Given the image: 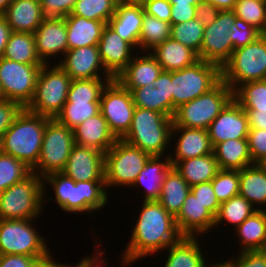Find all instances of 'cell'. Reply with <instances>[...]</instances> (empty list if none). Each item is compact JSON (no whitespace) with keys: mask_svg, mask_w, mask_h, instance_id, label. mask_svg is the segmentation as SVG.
Returning a JSON list of instances; mask_svg holds the SVG:
<instances>
[{"mask_svg":"<svg viewBox=\"0 0 266 267\" xmlns=\"http://www.w3.org/2000/svg\"><path fill=\"white\" fill-rule=\"evenodd\" d=\"M142 209L132 229V235L122 255L123 266L149 254L165 251L182 235L177 229L175 217L158 201H142ZM165 249V250H164Z\"/></svg>","mask_w":266,"mask_h":267,"instance_id":"6da1fadb","label":"cell"},{"mask_svg":"<svg viewBox=\"0 0 266 267\" xmlns=\"http://www.w3.org/2000/svg\"><path fill=\"white\" fill-rule=\"evenodd\" d=\"M117 5V0H77L71 14L108 24Z\"/></svg>","mask_w":266,"mask_h":267,"instance_id":"60d3db41","label":"cell"},{"mask_svg":"<svg viewBox=\"0 0 266 267\" xmlns=\"http://www.w3.org/2000/svg\"><path fill=\"white\" fill-rule=\"evenodd\" d=\"M247 140L253 164H261L266 159V130L250 129Z\"/></svg>","mask_w":266,"mask_h":267,"instance_id":"681fc988","label":"cell"},{"mask_svg":"<svg viewBox=\"0 0 266 267\" xmlns=\"http://www.w3.org/2000/svg\"><path fill=\"white\" fill-rule=\"evenodd\" d=\"M68 50L98 45L106 23L77 15L65 16Z\"/></svg>","mask_w":266,"mask_h":267,"instance_id":"83f0119b","label":"cell"},{"mask_svg":"<svg viewBox=\"0 0 266 267\" xmlns=\"http://www.w3.org/2000/svg\"><path fill=\"white\" fill-rule=\"evenodd\" d=\"M133 98L136 107L153 110L165 115V101H162V93L153 86L139 88H126Z\"/></svg>","mask_w":266,"mask_h":267,"instance_id":"bcb514c9","label":"cell"},{"mask_svg":"<svg viewBox=\"0 0 266 267\" xmlns=\"http://www.w3.org/2000/svg\"><path fill=\"white\" fill-rule=\"evenodd\" d=\"M147 0H117L118 3L143 5Z\"/></svg>","mask_w":266,"mask_h":267,"instance_id":"003e7915","label":"cell"},{"mask_svg":"<svg viewBox=\"0 0 266 267\" xmlns=\"http://www.w3.org/2000/svg\"><path fill=\"white\" fill-rule=\"evenodd\" d=\"M233 99L244 110H258V113H266V80L240 85L233 92Z\"/></svg>","mask_w":266,"mask_h":267,"instance_id":"ab89813d","label":"cell"},{"mask_svg":"<svg viewBox=\"0 0 266 267\" xmlns=\"http://www.w3.org/2000/svg\"><path fill=\"white\" fill-rule=\"evenodd\" d=\"M47 182L52 185L58 206L68 213H93L107 205L105 180L75 182L62 172L52 173L43 178V193Z\"/></svg>","mask_w":266,"mask_h":267,"instance_id":"7a4b0ae2","label":"cell"},{"mask_svg":"<svg viewBox=\"0 0 266 267\" xmlns=\"http://www.w3.org/2000/svg\"><path fill=\"white\" fill-rule=\"evenodd\" d=\"M239 236L240 251L266 250V210L255 211L250 217L244 220L237 228Z\"/></svg>","mask_w":266,"mask_h":267,"instance_id":"e575fe53","label":"cell"},{"mask_svg":"<svg viewBox=\"0 0 266 267\" xmlns=\"http://www.w3.org/2000/svg\"><path fill=\"white\" fill-rule=\"evenodd\" d=\"M164 156L166 158L162 161L163 156H150L132 185L146 188L143 201H157L160 197L164 177L172 167L170 156Z\"/></svg>","mask_w":266,"mask_h":267,"instance_id":"f546056e","label":"cell"},{"mask_svg":"<svg viewBox=\"0 0 266 267\" xmlns=\"http://www.w3.org/2000/svg\"><path fill=\"white\" fill-rule=\"evenodd\" d=\"M173 118L135 107L129 131L121 138L150 156H163L171 144Z\"/></svg>","mask_w":266,"mask_h":267,"instance_id":"277c9868","label":"cell"},{"mask_svg":"<svg viewBox=\"0 0 266 267\" xmlns=\"http://www.w3.org/2000/svg\"><path fill=\"white\" fill-rule=\"evenodd\" d=\"M2 15L12 31L32 34L45 18L39 0H12Z\"/></svg>","mask_w":266,"mask_h":267,"instance_id":"484cf974","label":"cell"},{"mask_svg":"<svg viewBox=\"0 0 266 267\" xmlns=\"http://www.w3.org/2000/svg\"><path fill=\"white\" fill-rule=\"evenodd\" d=\"M98 48L105 71L113 79H116L125 69L132 60V56H135L133 52L134 47L128 41L121 38L108 24H106L102 31Z\"/></svg>","mask_w":266,"mask_h":267,"instance_id":"44dd1931","label":"cell"},{"mask_svg":"<svg viewBox=\"0 0 266 267\" xmlns=\"http://www.w3.org/2000/svg\"><path fill=\"white\" fill-rule=\"evenodd\" d=\"M228 34L232 39L233 49L244 47L256 40L262 33L255 27L247 24L243 19L236 17Z\"/></svg>","mask_w":266,"mask_h":267,"instance_id":"7dc6e473","label":"cell"},{"mask_svg":"<svg viewBox=\"0 0 266 267\" xmlns=\"http://www.w3.org/2000/svg\"><path fill=\"white\" fill-rule=\"evenodd\" d=\"M12 33L10 26L8 25L5 17L0 14V57L3 56L5 51V46L9 40Z\"/></svg>","mask_w":266,"mask_h":267,"instance_id":"6125c7cd","label":"cell"},{"mask_svg":"<svg viewBox=\"0 0 266 267\" xmlns=\"http://www.w3.org/2000/svg\"><path fill=\"white\" fill-rule=\"evenodd\" d=\"M32 172L23 161L0 152V192L23 180Z\"/></svg>","mask_w":266,"mask_h":267,"instance_id":"7bdbcfd3","label":"cell"},{"mask_svg":"<svg viewBox=\"0 0 266 267\" xmlns=\"http://www.w3.org/2000/svg\"><path fill=\"white\" fill-rule=\"evenodd\" d=\"M3 99H5V96H4V93H3V90L1 87V83H0V100H3Z\"/></svg>","mask_w":266,"mask_h":267,"instance_id":"2644e50d","label":"cell"},{"mask_svg":"<svg viewBox=\"0 0 266 267\" xmlns=\"http://www.w3.org/2000/svg\"><path fill=\"white\" fill-rule=\"evenodd\" d=\"M170 3H177V5H197V3L201 0H168Z\"/></svg>","mask_w":266,"mask_h":267,"instance_id":"03108f58","label":"cell"},{"mask_svg":"<svg viewBox=\"0 0 266 267\" xmlns=\"http://www.w3.org/2000/svg\"><path fill=\"white\" fill-rule=\"evenodd\" d=\"M142 21V5L118 3L116 12L108 21V25L134 48H138Z\"/></svg>","mask_w":266,"mask_h":267,"instance_id":"4316f807","label":"cell"},{"mask_svg":"<svg viewBox=\"0 0 266 267\" xmlns=\"http://www.w3.org/2000/svg\"><path fill=\"white\" fill-rule=\"evenodd\" d=\"M74 144L73 129L50 118L44 130L40 157L32 172L41 178L62 172Z\"/></svg>","mask_w":266,"mask_h":267,"instance_id":"4fadbf2b","label":"cell"},{"mask_svg":"<svg viewBox=\"0 0 266 267\" xmlns=\"http://www.w3.org/2000/svg\"><path fill=\"white\" fill-rule=\"evenodd\" d=\"M261 208H256V206L254 208L250 202L240 195L231 197L228 201L220 203L214 226L217 227V225L225 221L228 225L232 224L237 228L244 220L255 211L261 210Z\"/></svg>","mask_w":266,"mask_h":267,"instance_id":"f35d334b","label":"cell"},{"mask_svg":"<svg viewBox=\"0 0 266 267\" xmlns=\"http://www.w3.org/2000/svg\"><path fill=\"white\" fill-rule=\"evenodd\" d=\"M43 65H27L0 57V83L6 99L26 108L31 102Z\"/></svg>","mask_w":266,"mask_h":267,"instance_id":"9a60e30c","label":"cell"},{"mask_svg":"<svg viewBox=\"0 0 266 267\" xmlns=\"http://www.w3.org/2000/svg\"><path fill=\"white\" fill-rule=\"evenodd\" d=\"M221 79L233 92L244 83L266 80V34L234 50L221 67Z\"/></svg>","mask_w":266,"mask_h":267,"instance_id":"5b68a950","label":"cell"},{"mask_svg":"<svg viewBox=\"0 0 266 267\" xmlns=\"http://www.w3.org/2000/svg\"><path fill=\"white\" fill-rule=\"evenodd\" d=\"M221 80V68L199 59L193 65L171 71L173 116L181 105L208 92Z\"/></svg>","mask_w":266,"mask_h":267,"instance_id":"30bf717a","label":"cell"},{"mask_svg":"<svg viewBox=\"0 0 266 267\" xmlns=\"http://www.w3.org/2000/svg\"><path fill=\"white\" fill-rule=\"evenodd\" d=\"M113 78L72 80L67 101L56 119L70 129L100 113V96ZM104 81V82H103Z\"/></svg>","mask_w":266,"mask_h":267,"instance_id":"9c48e42d","label":"cell"},{"mask_svg":"<svg viewBox=\"0 0 266 267\" xmlns=\"http://www.w3.org/2000/svg\"><path fill=\"white\" fill-rule=\"evenodd\" d=\"M63 58L57 64L72 80L112 78L105 71L98 45L70 49L64 54ZM101 73L102 75H100Z\"/></svg>","mask_w":266,"mask_h":267,"instance_id":"e0dca14e","label":"cell"},{"mask_svg":"<svg viewBox=\"0 0 266 267\" xmlns=\"http://www.w3.org/2000/svg\"><path fill=\"white\" fill-rule=\"evenodd\" d=\"M135 107L131 92L116 79L103 88L100 113L117 139H121L129 131Z\"/></svg>","mask_w":266,"mask_h":267,"instance_id":"5bb4252c","label":"cell"},{"mask_svg":"<svg viewBox=\"0 0 266 267\" xmlns=\"http://www.w3.org/2000/svg\"><path fill=\"white\" fill-rule=\"evenodd\" d=\"M153 87L162 93V101H165V115L173 118V96L171 93V72L162 71L152 83Z\"/></svg>","mask_w":266,"mask_h":267,"instance_id":"db71d44e","label":"cell"},{"mask_svg":"<svg viewBox=\"0 0 266 267\" xmlns=\"http://www.w3.org/2000/svg\"><path fill=\"white\" fill-rule=\"evenodd\" d=\"M177 132L181 133L176 139V146L174 148L175 155L170 154V163L174 167L179 161L209 155L213 153V146L211 144L208 130L186 128L183 126H173L171 132V139ZM175 134V135H173Z\"/></svg>","mask_w":266,"mask_h":267,"instance_id":"603a6c76","label":"cell"},{"mask_svg":"<svg viewBox=\"0 0 266 267\" xmlns=\"http://www.w3.org/2000/svg\"><path fill=\"white\" fill-rule=\"evenodd\" d=\"M33 35L36 52L44 64H49L47 58L64 56L68 51L65 17H45Z\"/></svg>","mask_w":266,"mask_h":267,"instance_id":"ffe728a7","label":"cell"},{"mask_svg":"<svg viewBox=\"0 0 266 267\" xmlns=\"http://www.w3.org/2000/svg\"><path fill=\"white\" fill-rule=\"evenodd\" d=\"M150 53L163 68V71L169 72L191 66L199 60L194 50L171 37L152 49Z\"/></svg>","mask_w":266,"mask_h":267,"instance_id":"f1b7e54d","label":"cell"},{"mask_svg":"<svg viewBox=\"0 0 266 267\" xmlns=\"http://www.w3.org/2000/svg\"><path fill=\"white\" fill-rule=\"evenodd\" d=\"M247 114L250 129L266 130V113H258V110H244Z\"/></svg>","mask_w":266,"mask_h":267,"instance_id":"91938a15","label":"cell"},{"mask_svg":"<svg viewBox=\"0 0 266 267\" xmlns=\"http://www.w3.org/2000/svg\"><path fill=\"white\" fill-rule=\"evenodd\" d=\"M60 263L53 260V256H48L36 260L30 267H57Z\"/></svg>","mask_w":266,"mask_h":267,"instance_id":"be15d7a7","label":"cell"},{"mask_svg":"<svg viewBox=\"0 0 266 267\" xmlns=\"http://www.w3.org/2000/svg\"><path fill=\"white\" fill-rule=\"evenodd\" d=\"M175 222L180 234L189 237L204 235L215 227V217L191 191L183 202L182 209L175 217Z\"/></svg>","mask_w":266,"mask_h":267,"instance_id":"7402d4cb","label":"cell"},{"mask_svg":"<svg viewBox=\"0 0 266 267\" xmlns=\"http://www.w3.org/2000/svg\"><path fill=\"white\" fill-rule=\"evenodd\" d=\"M204 26L195 19L171 25V38L190 47L197 54L200 52L203 41Z\"/></svg>","mask_w":266,"mask_h":267,"instance_id":"ee69618b","label":"cell"},{"mask_svg":"<svg viewBox=\"0 0 266 267\" xmlns=\"http://www.w3.org/2000/svg\"><path fill=\"white\" fill-rule=\"evenodd\" d=\"M215 5L220 10H233L237 0H205Z\"/></svg>","mask_w":266,"mask_h":267,"instance_id":"e7e4bbea","label":"cell"},{"mask_svg":"<svg viewBox=\"0 0 266 267\" xmlns=\"http://www.w3.org/2000/svg\"><path fill=\"white\" fill-rule=\"evenodd\" d=\"M97 252L99 251L96 250V255L94 254L91 257H84V259L82 258L81 261L76 265L78 267H103V266L106 267L107 266V262L105 261L106 259H101L103 258L104 254L103 250H101L99 253Z\"/></svg>","mask_w":266,"mask_h":267,"instance_id":"94428289","label":"cell"},{"mask_svg":"<svg viewBox=\"0 0 266 267\" xmlns=\"http://www.w3.org/2000/svg\"><path fill=\"white\" fill-rule=\"evenodd\" d=\"M261 164L266 168V159Z\"/></svg>","mask_w":266,"mask_h":267,"instance_id":"753ad0ef","label":"cell"},{"mask_svg":"<svg viewBox=\"0 0 266 267\" xmlns=\"http://www.w3.org/2000/svg\"><path fill=\"white\" fill-rule=\"evenodd\" d=\"M46 196L43 179L31 172L0 194V219H34L42 213Z\"/></svg>","mask_w":266,"mask_h":267,"instance_id":"ba28073f","label":"cell"},{"mask_svg":"<svg viewBox=\"0 0 266 267\" xmlns=\"http://www.w3.org/2000/svg\"><path fill=\"white\" fill-rule=\"evenodd\" d=\"M253 206L266 204V168L253 164L239 170V193Z\"/></svg>","mask_w":266,"mask_h":267,"instance_id":"d6a6232c","label":"cell"},{"mask_svg":"<svg viewBox=\"0 0 266 267\" xmlns=\"http://www.w3.org/2000/svg\"><path fill=\"white\" fill-rule=\"evenodd\" d=\"M207 267H232V265L226 260V262H220L219 264H210V266L208 264Z\"/></svg>","mask_w":266,"mask_h":267,"instance_id":"89a4df30","label":"cell"},{"mask_svg":"<svg viewBox=\"0 0 266 267\" xmlns=\"http://www.w3.org/2000/svg\"><path fill=\"white\" fill-rule=\"evenodd\" d=\"M77 0H39L45 17H65L71 14Z\"/></svg>","mask_w":266,"mask_h":267,"instance_id":"f5cc1de1","label":"cell"},{"mask_svg":"<svg viewBox=\"0 0 266 267\" xmlns=\"http://www.w3.org/2000/svg\"><path fill=\"white\" fill-rule=\"evenodd\" d=\"M24 108L9 99L0 100V140Z\"/></svg>","mask_w":266,"mask_h":267,"instance_id":"f907efd6","label":"cell"},{"mask_svg":"<svg viewBox=\"0 0 266 267\" xmlns=\"http://www.w3.org/2000/svg\"><path fill=\"white\" fill-rule=\"evenodd\" d=\"M211 184L219 203L228 201L239 193V170H220Z\"/></svg>","mask_w":266,"mask_h":267,"instance_id":"f6af8a7d","label":"cell"},{"mask_svg":"<svg viewBox=\"0 0 266 267\" xmlns=\"http://www.w3.org/2000/svg\"><path fill=\"white\" fill-rule=\"evenodd\" d=\"M190 191L214 217L217 215L220 203L216 198L211 181L193 185Z\"/></svg>","mask_w":266,"mask_h":267,"instance_id":"c3c4849f","label":"cell"},{"mask_svg":"<svg viewBox=\"0 0 266 267\" xmlns=\"http://www.w3.org/2000/svg\"><path fill=\"white\" fill-rule=\"evenodd\" d=\"M75 144L106 153L118 140L101 113L88 118L73 129Z\"/></svg>","mask_w":266,"mask_h":267,"instance_id":"cb8c5ba5","label":"cell"},{"mask_svg":"<svg viewBox=\"0 0 266 267\" xmlns=\"http://www.w3.org/2000/svg\"><path fill=\"white\" fill-rule=\"evenodd\" d=\"M148 53V54H146ZM145 55L133 56L125 69L116 77L124 88L153 86V82L163 71L155 57L146 52Z\"/></svg>","mask_w":266,"mask_h":267,"instance_id":"d4e9b609","label":"cell"},{"mask_svg":"<svg viewBox=\"0 0 266 267\" xmlns=\"http://www.w3.org/2000/svg\"><path fill=\"white\" fill-rule=\"evenodd\" d=\"M190 186L175 167H171L164 177L161 194L157 200L168 213L176 217L182 209Z\"/></svg>","mask_w":266,"mask_h":267,"instance_id":"836d02e7","label":"cell"},{"mask_svg":"<svg viewBox=\"0 0 266 267\" xmlns=\"http://www.w3.org/2000/svg\"><path fill=\"white\" fill-rule=\"evenodd\" d=\"M174 167L190 187L211 181L221 170L213 153L181 160Z\"/></svg>","mask_w":266,"mask_h":267,"instance_id":"d590c367","label":"cell"},{"mask_svg":"<svg viewBox=\"0 0 266 267\" xmlns=\"http://www.w3.org/2000/svg\"><path fill=\"white\" fill-rule=\"evenodd\" d=\"M12 0H0V14H2Z\"/></svg>","mask_w":266,"mask_h":267,"instance_id":"a7ac6f4b","label":"cell"},{"mask_svg":"<svg viewBox=\"0 0 266 267\" xmlns=\"http://www.w3.org/2000/svg\"><path fill=\"white\" fill-rule=\"evenodd\" d=\"M57 267H78L77 265H75V266H71V264L70 265H68V264H59Z\"/></svg>","mask_w":266,"mask_h":267,"instance_id":"8c879c8a","label":"cell"},{"mask_svg":"<svg viewBox=\"0 0 266 267\" xmlns=\"http://www.w3.org/2000/svg\"><path fill=\"white\" fill-rule=\"evenodd\" d=\"M171 37V23L147 15L143 9V21L139 36V48L142 53L150 52L156 46Z\"/></svg>","mask_w":266,"mask_h":267,"instance_id":"74e56055","label":"cell"},{"mask_svg":"<svg viewBox=\"0 0 266 267\" xmlns=\"http://www.w3.org/2000/svg\"><path fill=\"white\" fill-rule=\"evenodd\" d=\"M36 260L35 257L19 254L0 255V267H30Z\"/></svg>","mask_w":266,"mask_h":267,"instance_id":"680465c9","label":"cell"},{"mask_svg":"<svg viewBox=\"0 0 266 267\" xmlns=\"http://www.w3.org/2000/svg\"><path fill=\"white\" fill-rule=\"evenodd\" d=\"M221 170H242L253 165L247 139H229L213 147Z\"/></svg>","mask_w":266,"mask_h":267,"instance_id":"4dcf8cb0","label":"cell"},{"mask_svg":"<svg viewBox=\"0 0 266 267\" xmlns=\"http://www.w3.org/2000/svg\"><path fill=\"white\" fill-rule=\"evenodd\" d=\"M220 9L212 3L201 0L196 5V19L199 20L204 27L215 21L220 13Z\"/></svg>","mask_w":266,"mask_h":267,"instance_id":"9f6ffc18","label":"cell"},{"mask_svg":"<svg viewBox=\"0 0 266 267\" xmlns=\"http://www.w3.org/2000/svg\"><path fill=\"white\" fill-rule=\"evenodd\" d=\"M195 11L196 5H177V3H171V25L195 19Z\"/></svg>","mask_w":266,"mask_h":267,"instance_id":"6f0895ef","label":"cell"},{"mask_svg":"<svg viewBox=\"0 0 266 267\" xmlns=\"http://www.w3.org/2000/svg\"><path fill=\"white\" fill-rule=\"evenodd\" d=\"M233 12L236 17L266 34V0H237Z\"/></svg>","mask_w":266,"mask_h":267,"instance_id":"b9f144b4","label":"cell"},{"mask_svg":"<svg viewBox=\"0 0 266 267\" xmlns=\"http://www.w3.org/2000/svg\"><path fill=\"white\" fill-rule=\"evenodd\" d=\"M238 254L228 260L232 267H266V250L239 251Z\"/></svg>","mask_w":266,"mask_h":267,"instance_id":"816d5d0a","label":"cell"},{"mask_svg":"<svg viewBox=\"0 0 266 267\" xmlns=\"http://www.w3.org/2000/svg\"><path fill=\"white\" fill-rule=\"evenodd\" d=\"M232 99L233 90L221 79L208 92L177 108L173 126L207 130Z\"/></svg>","mask_w":266,"mask_h":267,"instance_id":"52a82bcc","label":"cell"},{"mask_svg":"<svg viewBox=\"0 0 266 267\" xmlns=\"http://www.w3.org/2000/svg\"><path fill=\"white\" fill-rule=\"evenodd\" d=\"M235 19L233 10H221L217 19L204 27L201 49L197 54L199 59L217 64L220 68L230 59L234 49L228 34Z\"/></svg>","mask_w":266,"mask_h":267,"instance_id":"2e32d148","label":"cell"},{"mask_svg":"<svg viewBox=\"0 0 266 267\" xmlns=\"http://www.w3.org/2000/svg\"><path fill=\"white\" fill-rule=\"evenodd\" d=\"M105 153L74 144L62 173L77 181L104 180Z\"/></svg>","mask_w":266,"mask_h":267,"instance_id":"d6986e66","label":"cell"},{"mask_svg":"<svg viewBox=\"0 0 266 267\" xmlns=\"http://www.w3.org/2000/svg\"><path fill=\"white\" fill-rule=\"evenodd\" d=\"M35 219H0V255L19 254L42 259L50 254L44 237L33 228Z\"/></svg>","mask_w":266,"mask_h":267,"instance_id":"7c38bea8","label":"cell"},{"mask_svg":"<svg viewBox=\"0 0 266 267\" xmlns=\"http://www.w3.org/2000/svg\"><path fill=\"white\" fill-rule=\"evenodd\" d=\"M197 237L182 236L167 249L166 263L164 267H207L205 256L199 248ZM204 256V257H203Z\"/></svg>","mask_w":266,"mask_h":267,"instance_id":"1f68e13d","label":"cell"},{"mask_svg":"<svg viewBox=\"0 0 266 267\" xmlns=\"http://www.w3.org/2000/svg\"><path fill=\"white\" fill-rule=\"evenodd\" d=\"M150 155L118 139L104 155L105 187H132Z\"/></svg>","mask_w":266,"mask_h":267,"instance_id":"8fae6325","label":"cell"},{"mask_svg":"<svg viewBox=\"0 0 266 267\" xmlns=\"http://www.w3.org/2000/svg\"><path fill=\"white\" fill-rule=\"evenodd\" d=\"M2 57L27 65H44L36 52L34 35L27 32L12 31Z\"/></svg>","mask_w":266,"mask_h":267,"instance_id":"8d00e7d4","label":"cell"},{"mask_svg":"<svg viewBox=\"0 0 266 267\" xmlns=\"http://www.w3.org/2000/svg\"><path fill=\"white\" fill-rule=\"evenodd\" d=\"M49 119L24 108L2 136L1 152L23 161L33 169L40 157L43 134Z\"/></svg>","mask_w":266,"mask_h":267,"instance_id":"3957f363","label":"cell"},{"mask_svg":"<svg viewBox=\"0 0 266 267\" xmlns=\"http://www.w3.org/2000/svg\"><path fill=\"white\" fill-rule=\"evenodd\" d=\"M142 6L147 15L171 23V3L168 0H147Z\"/></svg>","mask_w":266,"mask_h":267,"instance_id":"11a10c76","label":"cell"},{"mask_svg":"<svg viewBox=\"0 0 266 267\" xmlns=\"http://www.w3.org/2000/svg\"><path fill=\"white\" fill-rule=\"evenodd\" d=\"M71 81V77L58 64L51 68L50 63L44 64L37 77L33 98L25 109L56 118L67 101Z\"/></svg>","mask_w":266,"mask_h":267,"instance_id":"8992f818","label":"cell"},{"mask_svg":"<svg viewBox=\"0 0 266 267\" xmlns=\"http://www.w3.org/2000/svg\"><path fill=\"white\" fill-rule=\"evenodd\" d=\"M207 130L214 147L229 139H247L250 127L246 112L232 99Z\"/></svg>","mask_w":266,"mask_h":267,"instance_id":"ac0fdd59","label":"cell"}]
</instances>
